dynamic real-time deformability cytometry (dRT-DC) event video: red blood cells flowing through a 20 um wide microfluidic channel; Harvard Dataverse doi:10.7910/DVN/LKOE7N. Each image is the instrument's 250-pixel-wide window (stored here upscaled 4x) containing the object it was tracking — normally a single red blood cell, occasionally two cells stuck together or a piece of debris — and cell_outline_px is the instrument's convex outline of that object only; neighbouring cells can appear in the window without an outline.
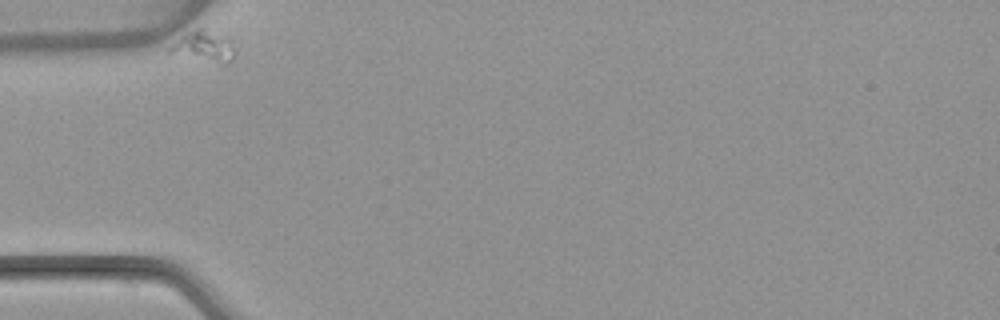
{"species": "common noctule bat (a hibernating species)", "species_latin": "Nyctalus noctula", "temperature_condition": "warm", "stored_images_in_passage": 39, "camera_frame_rate_fps": 3000, "um_per_image_px": 0.085, "animal": {"sex": "female", "body_mass_g": 22.7, "forearm_length_mm": 54.2}, "frame": {"image": 1, "passage_image": 1, "time_ms": 0.0, "image_size_px": [1000, 320], "cell_outline_px": [[236, 52], [232, 60], [224, 64], [168, 52], [168, 48], [172, 44], [196, 28], [204, 28], [232, 36], [236, 48]], "centroid_in_image_um": [17.49, 3.91], "position_along_channel_um": 67.5, "area_um2": 11.79}}
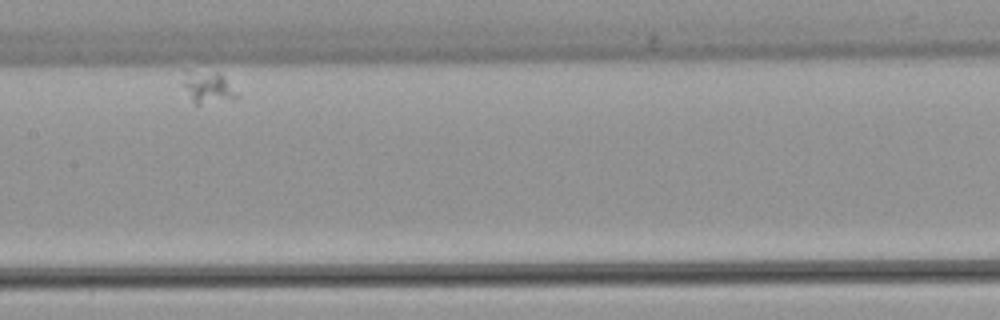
{"frame": {"image": 2, "passage_image": 17, "time_ms": 5.333, "image_size_px": [1000, 320], "cell_outline_px": [[240, 96], [236, 100], [196, 108], [184, 84], [180, 68], [188, 68], [220, 72]], "centroid_in_image_um": [17.66, 7.42], "position_along_channel_um": 189.7, "area_um2": 11.16}}